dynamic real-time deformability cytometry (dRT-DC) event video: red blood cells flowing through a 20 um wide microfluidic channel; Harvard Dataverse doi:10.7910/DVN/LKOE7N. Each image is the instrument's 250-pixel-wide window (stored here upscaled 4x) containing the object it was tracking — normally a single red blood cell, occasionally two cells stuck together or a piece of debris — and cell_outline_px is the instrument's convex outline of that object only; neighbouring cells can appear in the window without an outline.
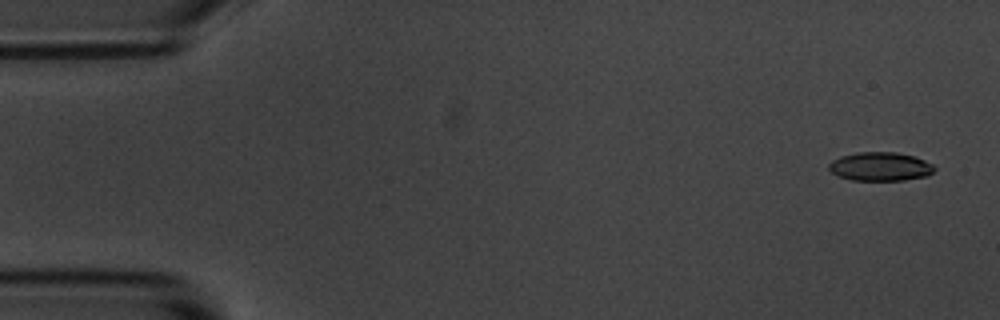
{"species": "common noctule bat (a hibernating species)", "species_latin": "Nyctalus noctula", "temperature_condition": "room temperature", "stored_images_in_passage": 6, "camera_frame_rate_fps": 3000, "um_per_image_px": 0.085, "animal": {"sex": "male", "body_mass_g": 20.1, "forearm_length_mm": 53.5}, "frame": {"image": 1, "passage_image": 1, "time_ms": 0.0, "image_size_px": [1000, 320], "cell_outline_px": [[936, 168], [928, 176], [904, 180], [852, 180], [840, 176], [832, 172], [828, 168], [828, 164], [832, 160], [840, 156], [860, 152], [896, 152], [912, 156], [924, 160], [932, 164]], "centroid_in_image_um": [74.82, 14.15], "position_along_channel_um": 10.2, "area_um2": 17.57}}
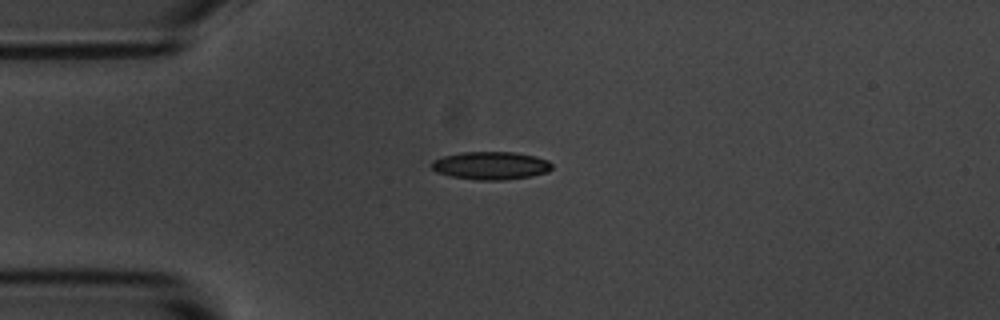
{"frame": {"image": 2, "passage_image": 4, "time_ms": 3.667, "image_size_px": [1000, 320], "cell_outline_px": [[552, 168], [548, 172], [532, 176], [504, 180], [476, 180], [448, 176], [436, 172], [432, 168], [432, 160], [444, 156], [464, 152], [516, 152], [536, 156], [548, 160], [552, 164]], "centroid_in_image_um": [41.74, 14.08], "position_along_channel_um": 43.3, "area_um2": 19.77}}